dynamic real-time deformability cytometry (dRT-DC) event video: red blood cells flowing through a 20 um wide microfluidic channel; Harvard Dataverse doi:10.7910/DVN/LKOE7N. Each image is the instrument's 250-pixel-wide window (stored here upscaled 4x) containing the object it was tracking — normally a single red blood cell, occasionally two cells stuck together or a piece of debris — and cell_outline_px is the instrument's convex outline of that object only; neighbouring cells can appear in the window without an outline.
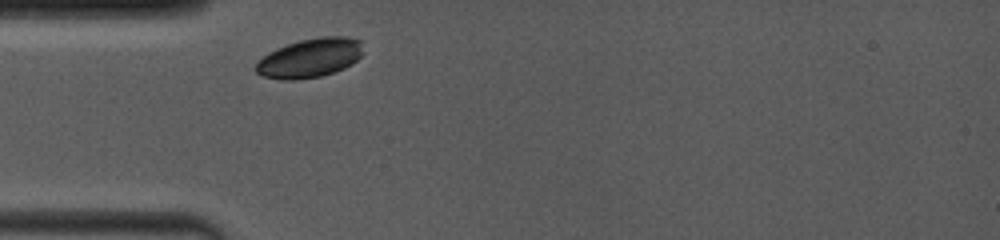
{"species": "common noctule bat (a hibernating species)", "species_latin": "Nyctalus noctula", "temperature_condition": "room temperature", "stored_images_in_passage": 24, "camera_frame_rate_fps": 4000, "um_per_image_px": 0.085, "animal": {"sex": "female", "body_mass_g": 19.0, "forearm_length_mm": 53.3}, "frame": {"image": 1, "passage_image": 1, "time_ms": 0.0, "image_size_px": [1000, 240], "cell_outline_px": [[364, 40], [360, 56], [356, 60], [344, 68], [320, 76], [296, 80], [280, 80], [264, 76], [256, 72], [256, 64], [268, 52], [276, 48], [300, 40], [320, 36], [344, 36]], "centroid_in_image_um": [26.36, 4.91], "position_along_channel_um": 58.6, "area_um2": 24.39}}
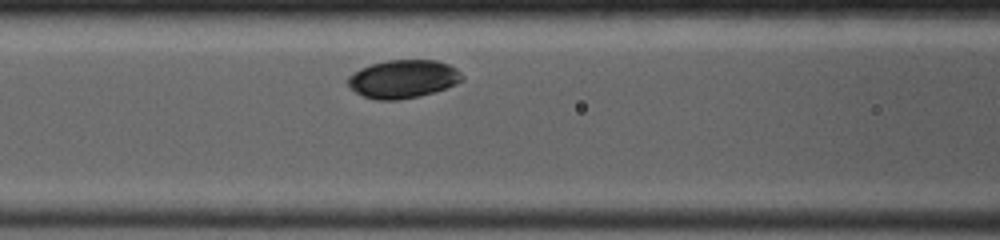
{"frame": {"image": 2, "passage_image": 7, "time_ms": 2.0, "image_size_px": [1000, 240], "cell_outline_px": [[464, 80], [456, 84], [420, 96], [396, 100], [376, 100], [364, 96], [356, 92], [348, 84], [348, 76], [360, 68], [372, 64], [388, 60], [436, 60], [448, 64], [456, 68], [464, 76]], "centroid_in_image_um": [34.28, 6.71], "position_along_channel_um": 132.3, "area_um2": 25.32}}
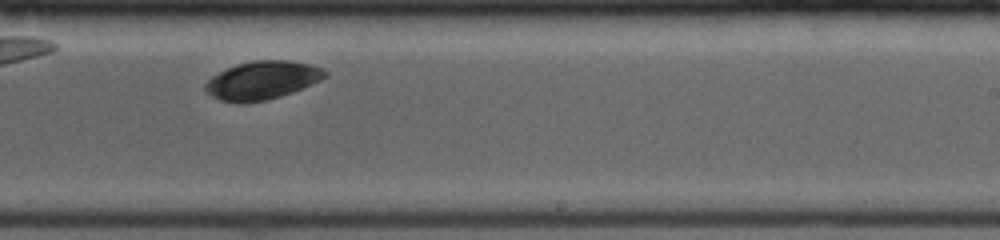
{"frame": {"image": 3, "passage_image": 16, "time_ms": 5.5, "image_size_px": [1000, 240], "cell_outline_px": [[328, 76], [320, 80], [292, 92], [280, 96], [264, 100], [220, 100], [212, 96], [204, 88], [204, 84], [212, 76], [236, 64], [252, 60], [288, 60], [308, 64], [320, 68], [328, 72]], "centroid_in_image_um": [22.31, 6.78], "position_along_channel_um": 266.7, "area_um2": 25.89}}